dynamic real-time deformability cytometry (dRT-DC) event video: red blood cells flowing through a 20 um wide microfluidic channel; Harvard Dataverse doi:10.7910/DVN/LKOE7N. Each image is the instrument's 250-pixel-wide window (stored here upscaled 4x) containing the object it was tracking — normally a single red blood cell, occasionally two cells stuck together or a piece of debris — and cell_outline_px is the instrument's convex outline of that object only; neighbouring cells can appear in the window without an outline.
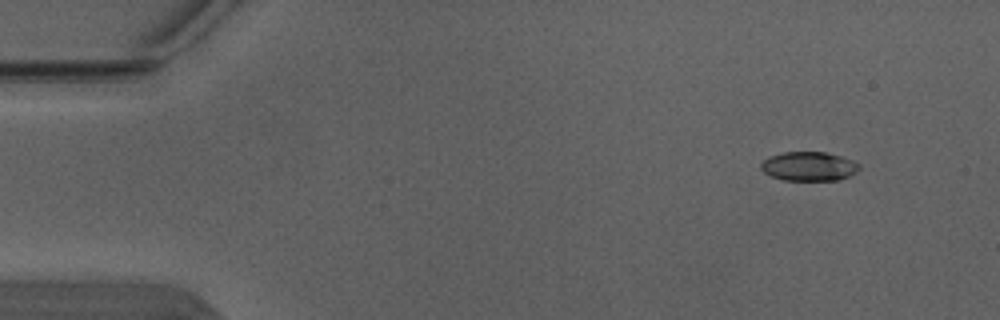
{"species": "Egyptian fruit bat (a non-hibernating species)", "species_latin": "Rousettus aegyptiacus", "temperature_condition": "warm", "stored_images_in_passage": 6, "camera_frame_rate_fps": 3000, "um_per_image_px": 0.085, "animal": {"sex": "male"}, "frame": {"image": 1, "passage_image": 1, "time_ms": 0.0, "image_size_px": [1000, 320], "cell_outline_px": [[860, 168], [856, 172], [840, 180], [784, 180], [772, 176], [764, 172], [760, 168], [760, 164], [768, 156], [784, 152], [824, 152], [840, 156], [852, 160], [860, 164]], "centroid_in_image_um": [68.75, 14.13], "position_along_channel_um": 16.3, "area_um2": 16.65}}
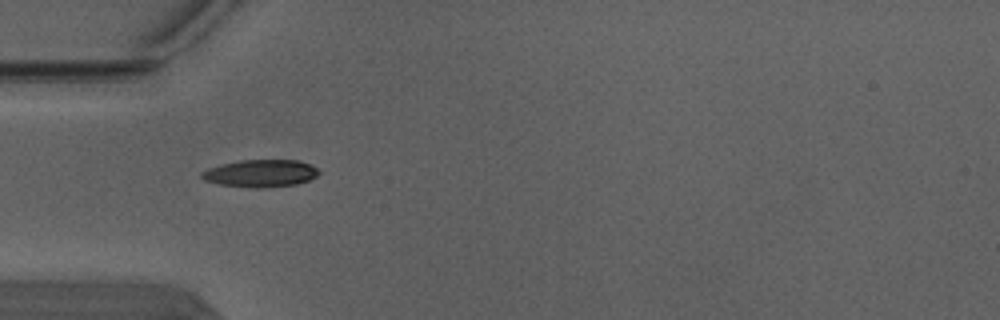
{"frame": {"image": 2, "passage_image": 4, "time_ms": 1.0, "image_size_px": [1000, 320], "cell_outline_px": [[320, 172], [316, 176], [308, 180], [296, 184], [264, 188], [256, 188], [220, 184], [204, 180], [200, 176], [200, 172], [208, 168], [220, 164], [240, 160], [296, 160], [308, 164], [316, 168]], "centroid_in_image_um": [22.11, 14.73], "position_along_channel_um": 62.9, "area_um2": 18.61}}
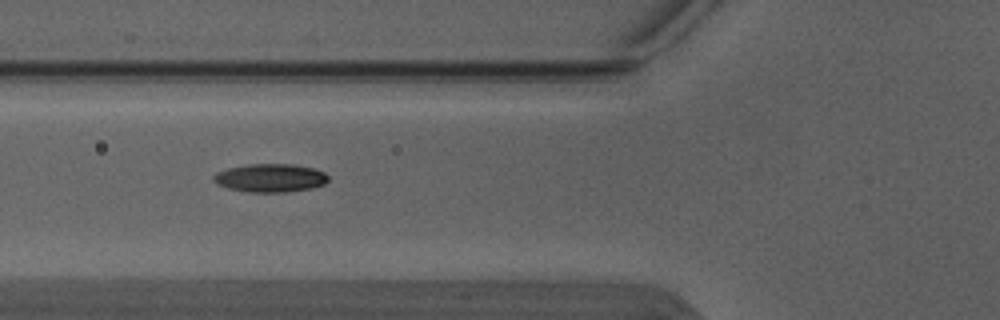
{"frame": {"image": 3, "passage_image": 5, "time_ms": 1.333, "image_size_px": [1000, 320], "cell_outline_px": [[328, 180], [324, 184], [312, 188], [288, 192], [248, 192], [228, 188], [216, 184], [212, 180], [212, 176], [216, 172], [228, 168], [248, 164], [292, 164], [312, 168], [324, 172], [328, 176]], "centroid_in_image_um": [22.94, 15.13], "position_along_channel_um": 102.9, "area_um2": 19.02}}